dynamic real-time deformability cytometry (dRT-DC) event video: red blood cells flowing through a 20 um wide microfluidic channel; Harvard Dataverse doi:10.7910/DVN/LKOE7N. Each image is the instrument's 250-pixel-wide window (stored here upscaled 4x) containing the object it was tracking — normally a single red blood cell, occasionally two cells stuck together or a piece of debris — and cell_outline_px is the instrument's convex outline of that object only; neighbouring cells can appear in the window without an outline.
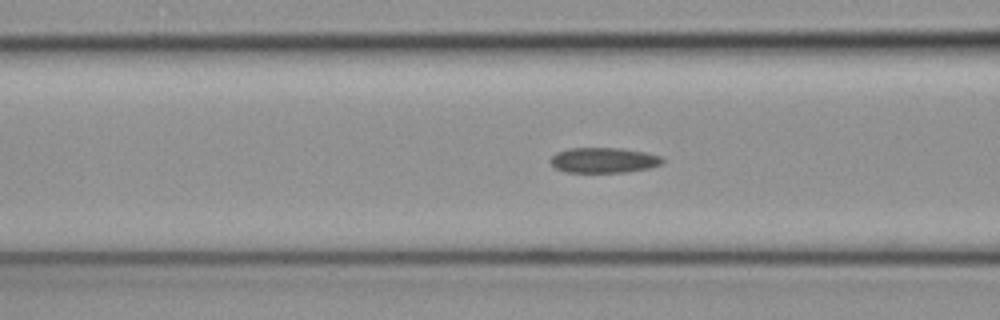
{"species": "common noctule bat (a hibernating species)", "species_latin": "Nyctalus noctula", "temperature_condition": "cold", "stored_images_in_passage": 24, "camera_frame_rate_fps": 3000, "um_per_image_px": 0.085, "animal": {"sex": "female", "body_mass_g": 19.3, "forearm_length_mm": 54.1}, "frame": {"image": 1, "passage_image": 4, "time_ms": 1.0, "image_size_px": [1000, 320], "cell_outline_px": [[664, 160], [660, 164], [648, 168], [624, 172], [568, 172], [556, 168], [552, 164], [552, 156], [556, 152], [568, 148], [624, 148], [644, 152], [660, 156]], "centroid_in_image_um": [51.31, 13.6], "position_along_channel_um": 115.3, "area_um2": 16.3}}
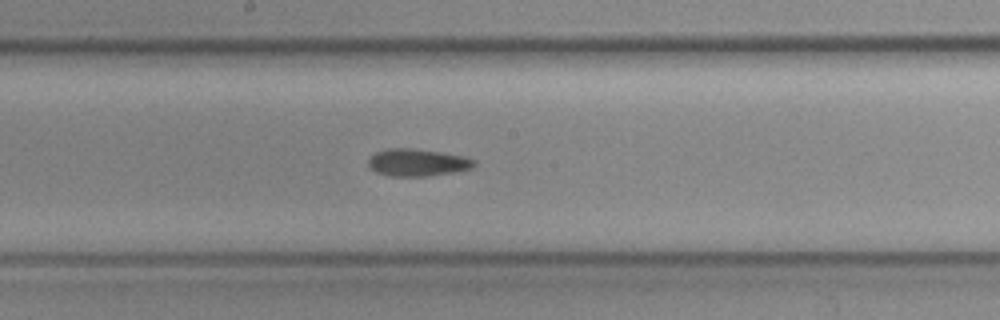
{"frame": {"image": 2, "passage_image": 11, "time_ms": 3.333, "image_size_px": [1000, 320], "cell_outline_px": [[476, 164], [472, 168], [452, 172], [424, 176], [388, 176], [376, 172], [368, 164], [368, 160], [376, 152], [388, 148], [412, 148], [440, 152], [464, 156], [476, 160]], "centroid_in_image_um": [35.48, 13.81], "position_along_channel_um": 212.7, "area_um2": 16.7}}
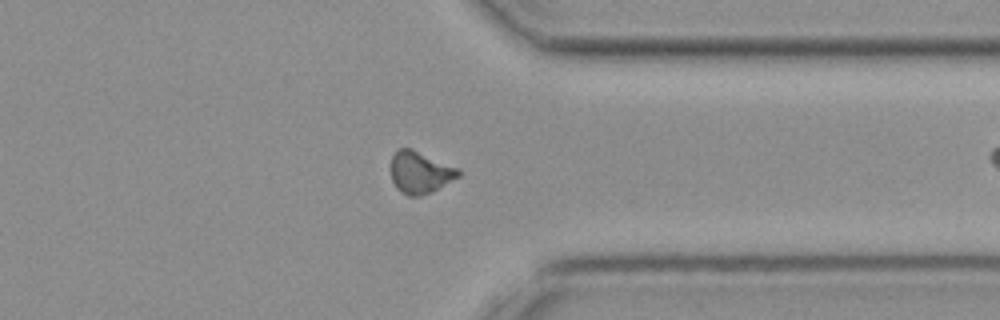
{"frame": {"image": 3, "passage_image": 23, "time_ms": 7.333, "image_size_px": [1000, 320], "cell_outline_px": [[460, 176], [432, 192], [420, 196], [408, 196], [396, 188], [392, 180], [392, 156], [396, 148], [412, 148], [460, 168]], "centroid_in_image_um": [35.73, 14.64], "position_along_channel_um": 375.7, "area_um2": 16.7}}